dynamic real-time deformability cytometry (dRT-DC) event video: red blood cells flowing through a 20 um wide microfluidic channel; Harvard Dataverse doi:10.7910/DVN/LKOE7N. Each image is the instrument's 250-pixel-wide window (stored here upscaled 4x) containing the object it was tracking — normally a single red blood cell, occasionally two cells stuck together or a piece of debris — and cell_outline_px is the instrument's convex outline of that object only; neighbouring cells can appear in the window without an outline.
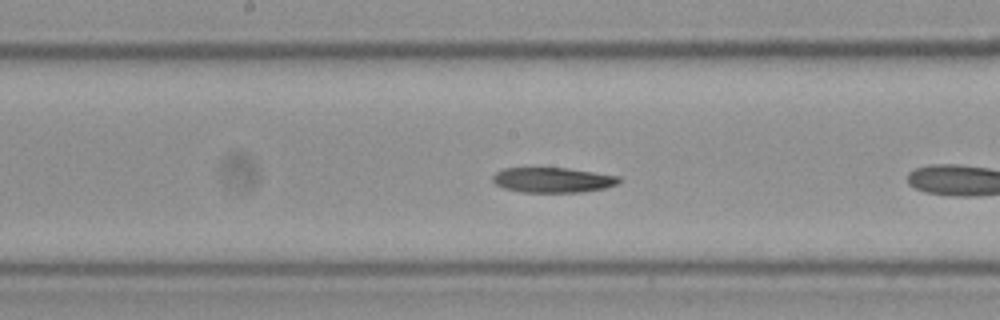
{"species": "Egyptian fruit bat (a non-hibernating species)", "species_latin": "Rousettus aegyptiacus", "temperature_condition": "cold", "stored_images_in_passage": 29, "camera_frame_rate_fps": 3000, "um_per_image_px": 0.085, "frame": {"image": 1, "passage_image": 13, "time_ms": 4.0, "image_size_px": [1000, 320], "cell_outline_px": [[620, 180], [616, 184], [604, 188], [580, 192], [520, 192], [504, 188], [496, 184], [492, 180], [492, 176], [496, 172], [504, 168], [568, 168], [620, 176]], "centroid_in_image_um": [46.96, 15.3], "position_along_channel_um": 201.2, "area_um2": 18.38}}